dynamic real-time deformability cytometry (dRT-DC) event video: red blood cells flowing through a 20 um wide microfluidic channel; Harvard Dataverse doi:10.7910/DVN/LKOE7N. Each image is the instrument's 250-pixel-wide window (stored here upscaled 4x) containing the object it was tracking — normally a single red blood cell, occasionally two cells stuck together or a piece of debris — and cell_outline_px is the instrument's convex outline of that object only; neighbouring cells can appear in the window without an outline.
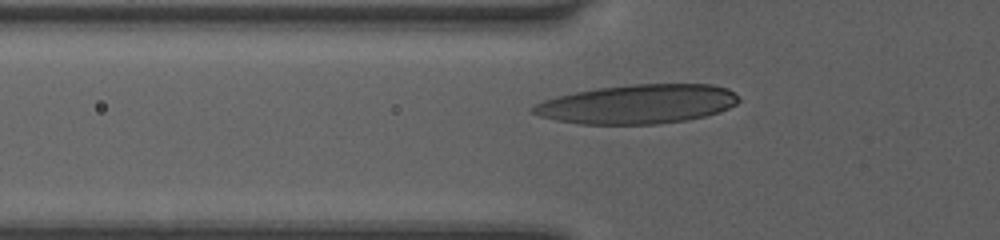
{"species": "human", "species_latin": "Homo sapiens", "temperature_condition": "room temperature", "stored_images_in_passage": 28, "camera_frame_rate_fps": 3000, "um_per_image_px": 0.085, "donor": {"sex": "female"}, "frame": {"image": 1, "passage_image": 3, "time_ms": 0.667, "image_size_px": [1000, 240], "cell_outline_px": [[740, 100], [736, 104], [720, 112], [688, 120], [656, 124], [580, 124], [556, 120], [540, 116], [532, 112], [532, 108], [536, 104], [544, 100], [556, 96], [596, 88], [632, 84], [712, 84], [728, 88]], "centroid_in_image_um": [54.21, 8.85], "position_along_channel_um": 71.6, "area_um2": 46.88}}
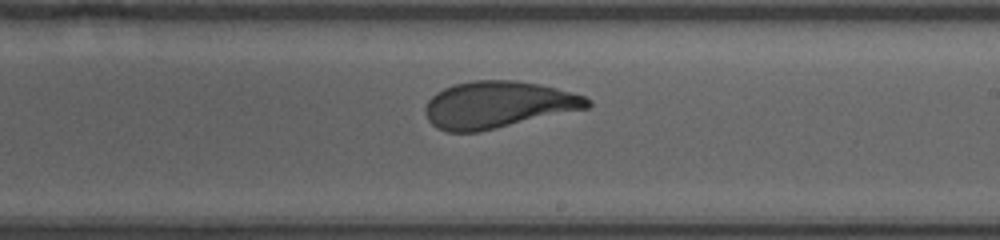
{"frame": {"image": 2, "passage_image": 16, "time_ms": 5.0, "image_size_px": [1000, 240], "cell_outline_px": [[592, 104], [588, 108], [480, 132], [448, 132], [436, 128], [428, 120], [424, 112], [424, 108], [428, 100], [436, 92], [452, 84], [472, 80], [516, 80], [540, 84], [556, 88], [584, 96], [592, 100]], "centroid_in_image_um": [42.3, 8.9], "position_along_channel_um": 246.7, "area_um2": 44.56}}
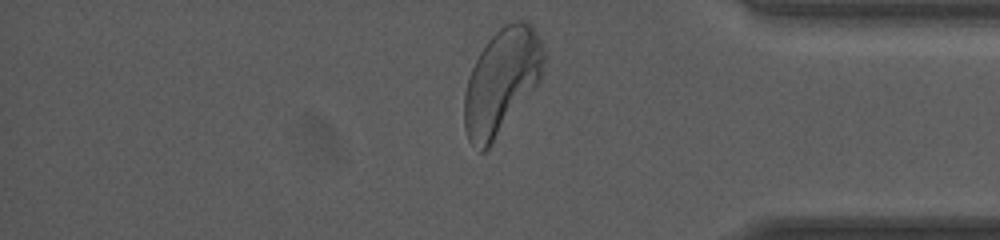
{"frame": {"image": 3, "passage_image": 28, "time_ms": 9.0, "image_size_px": [1000, 240], "cell_outline_px": [[544, 72], [540, 80], [488, 148], [484, 152], [480, 152], [468, 140], [464, 128], [464, 96], [468, 80], [472, 68], [480, 52], [488, 40], [504, 24], [516, 20], [528, 20], [532, 24], [544, 48]], "centroid_in_image_um": [42.64, 6.89], "position_along_channel_um": 392.6, "area_um2": 48.38}, "authors_computed_cell_mechanics": {"area_um2": 44.3326, "velocity_mm_per_s": 4.0535, "shape_relaxation_time_tau1_ms": 3.8128, "shape_relaxation_time_tau2_ms": 0.8018, "deformation_change_tau1": 0.1735, "deformation_change_tau2": 0.0833}}